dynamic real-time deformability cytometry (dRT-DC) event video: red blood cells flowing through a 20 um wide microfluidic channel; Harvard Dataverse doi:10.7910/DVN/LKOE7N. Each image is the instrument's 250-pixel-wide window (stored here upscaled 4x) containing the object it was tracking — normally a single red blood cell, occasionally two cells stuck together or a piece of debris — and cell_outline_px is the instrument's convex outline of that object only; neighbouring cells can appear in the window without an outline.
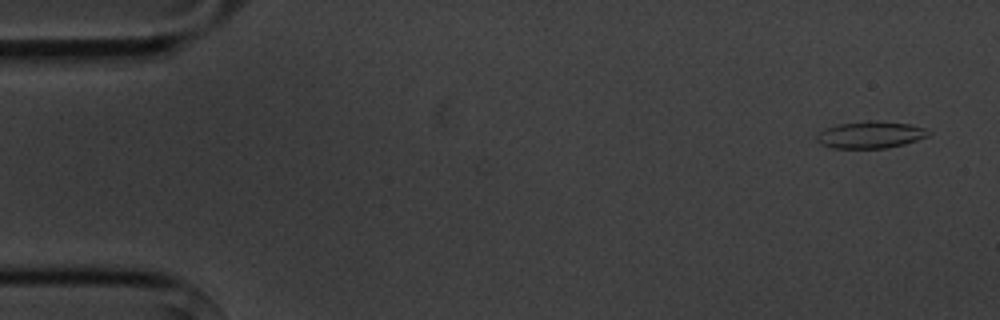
{"species": "common noctule bat (a hibernating species)", "species_latin": "Nyctalus noctula", "temperature_condition": "cold", "stored_images_in_passage": 5, "camera_frame_rate_fps": 3000, "um_per_image_px": 0.085, "animal": {"sex": "male", "body_mass_g": 20.1, "forearm_length_mm": 53.5}, "frame": {"image": 1, "passage_image": 1, "time_ms": 0.0, "image_size_px": [1000, 320], "cell_outline_px": [[932, 132], [928, 136], [904, 144], [888, 148], [832, 148], [820, 144], [816, 140], [816, 136], [820, 132], [836, 124], [868, 120], [876, 120], [912, 124], [924, 128]], "centroid_in_image_um": [74.0, 11.45], "position_along_channel_um": 11.0, "area_um2": 17.69}}